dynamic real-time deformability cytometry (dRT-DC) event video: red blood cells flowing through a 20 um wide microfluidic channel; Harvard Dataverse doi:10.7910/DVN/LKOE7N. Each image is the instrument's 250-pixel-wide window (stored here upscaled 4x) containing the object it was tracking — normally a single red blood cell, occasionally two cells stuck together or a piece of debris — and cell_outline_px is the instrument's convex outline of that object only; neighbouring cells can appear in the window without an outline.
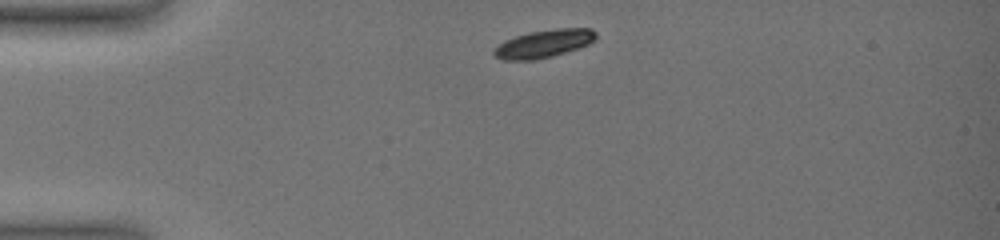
{"species": "common noctule bat (a hibernating species)", "species_latin": "Nyctalus noctula", "temperature_condition": "warm", "stored_images_in_passage": 24, "camera_frame_rate_fps": 3000, "um_per_image_px": 0.085, "animal": {"sex": "female", "body_mass_g": 19.0, "forearm_length_mm": 51.5}, "frame": {"image": 1, "passage_image": 1, "time_ms": 0.0, "image_size_px": [1000, 240], "cell_outline_px": [[596, 40], [588, 44], [552, 56], [536, 60], [504, 60], [496, 56], [492, 52], [504, 40], [528, 32], [556, 28], [592, 28], [596, 32]], "centroid_in_image_um": [46.24, 3.7], "position_along_channel_um": 38.8, "area_um2": 16.47}}
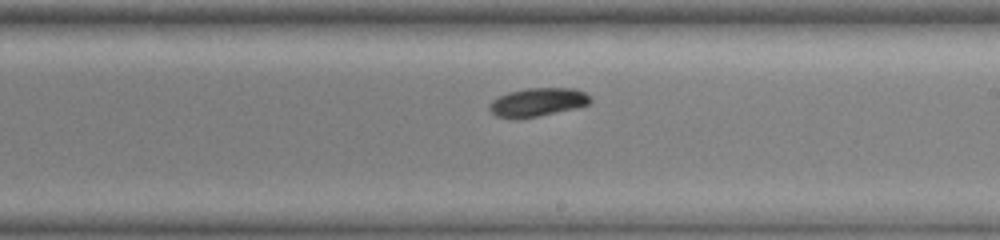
{"frame": {"image": 2, "passage_image": 16, "time_ms": 6.333, "image_size_px": [1000, 240], "cell_outline_px": [[592, 100], [588, 104], [576, 108], [520, 120], [516, 120], [496, 116], [488, 108], [488, 104], [492, 100], [508, 92], [528, 88], [576, 88], [592, 96]], "centroid_in_image_um": [45.69, 8.7], "position_along_channel_um": 243.3, "area_um2": 17.05}}
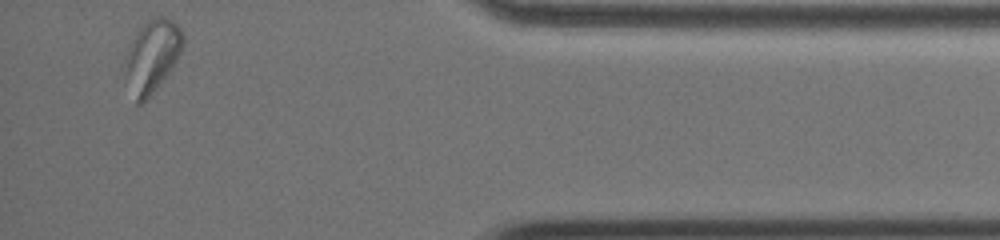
{"frame": {"image": 3, "passage_image": 24, "time_ms": 11.667, "image_size_px": [1000, 240], "cell_outline_px": [[184, 44], [172, 68], [152, 92], [140, 104], [136, 104], [124, 80], [124, 56], [140, 24], [152, 16], [164, 16], [172, 20], [180, 28], [184, 36]], "centroid_in_image_um": [12.88, 4.73], "position_along_channel_um": 422.3, "area_um2": 24.8}, "authors_computed_cell_mechanics": {"area_um2": 17.6001, "velocity_mm_per_s": 3.9017, "shape_relaxation_time_tau1_ms": 1.6102, "shape_relaxation_time_tau2_ms": null, "deformation_change_tau1": 0.0896, "deformation_change_tau2": null}}